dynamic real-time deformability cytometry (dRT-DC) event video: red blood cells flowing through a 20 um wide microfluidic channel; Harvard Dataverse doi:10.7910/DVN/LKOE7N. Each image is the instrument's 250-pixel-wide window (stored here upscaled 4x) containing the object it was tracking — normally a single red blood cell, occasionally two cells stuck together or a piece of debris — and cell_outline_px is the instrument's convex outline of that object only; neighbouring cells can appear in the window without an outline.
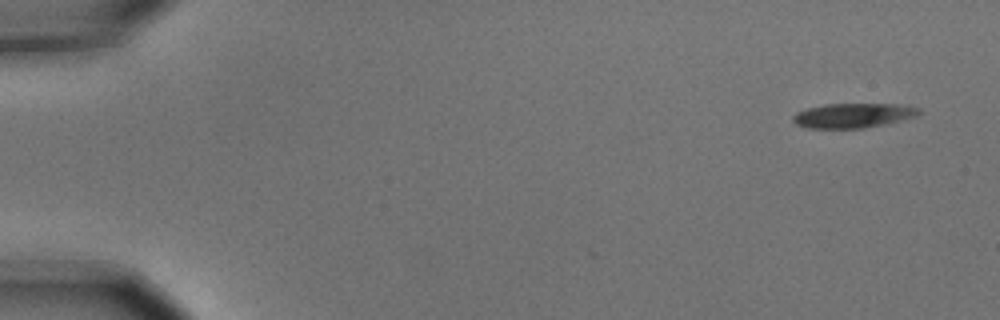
{"species": "common noctule bat (a hibernating species)", "species_latin": "Nyctalus noctula", "temperature_condition": "cold", "stored_images_in_passage": 5, "camera_frame_rate_fps": 3000, "um_per_image_px": 0.085, "animal": {"sex": "male", "body_mass_g": 15.6}, "frame": {"image": 1, "passage_image": 1, "time_ms": 0.0, "image_size_px": [1000, 320], "cell_outline_px": [[920, 112], [916, 116], [900, 120], [864, 128], [808, 128], [796, 124], [792, 120], [792, 116], [796, 112], [808, 108], [824, 104], [900, 104], [920, 108]], "centroid_in_image_um": [72.48, 9.81], "position_along_channel_um": 12.5, "area_um2": 17.92}}
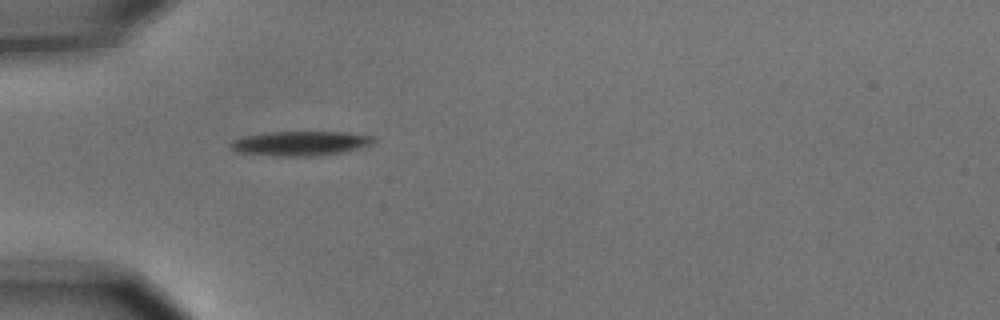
{"frame": {"image": 2, "passage_image": 5, "time_ms": 1.333, "image_size_px": [1000, 320], "cell_outline_px": [[376, 140], [372, 144], [344, 152], [320, 156], [276, 156], [236, 152], [228, 144], [232, 140], [244, 136], [264, 132], [344, 132], [376, 136]], "centroid_in_image_um": [25.54, 12.19], "position_along_channel_um": 59.5, "area_um2": 20.69}}